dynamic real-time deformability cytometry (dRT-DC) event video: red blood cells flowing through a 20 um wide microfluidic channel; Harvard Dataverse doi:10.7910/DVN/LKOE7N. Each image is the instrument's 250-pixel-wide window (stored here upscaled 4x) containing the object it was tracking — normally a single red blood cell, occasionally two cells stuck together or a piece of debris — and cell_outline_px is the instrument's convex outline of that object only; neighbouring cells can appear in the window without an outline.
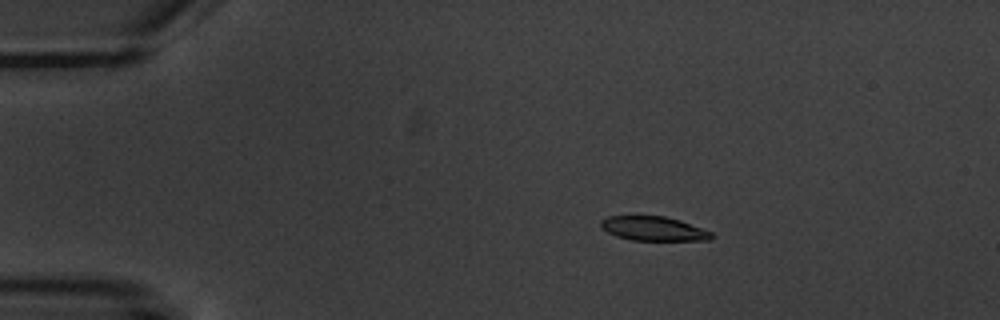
{"species": "common noctule bat (a hibernating species)", "species_latin": "Nyctalus noctula", "temperature_condition": "warm", "stored_images_in_passage": 5, "segment_of_instrument_passage": [1, 2], "camera_frame_rate_fps": 3000, "um_per_image_px": 0.085, "animal": {"sex": "male", "body_mass_g": 20.1, "forearm_length_mm": 53.5}, "frame": {"image": 1, "passage_image": 2, "time_ms": 1.333, "image_size_px": [1000, 320], "cell_outline_px": [[716, 236], [712, 240], [632, 240], [616, 236], [608, 232], [600, 224], [600, 220], [608, 216], [664, 216], [680, 220], [712, 232]], "centroid_in_image_um": [55.59, 19.43], "position_along_channel_um": 29.4, "area_um2": 15.61}}